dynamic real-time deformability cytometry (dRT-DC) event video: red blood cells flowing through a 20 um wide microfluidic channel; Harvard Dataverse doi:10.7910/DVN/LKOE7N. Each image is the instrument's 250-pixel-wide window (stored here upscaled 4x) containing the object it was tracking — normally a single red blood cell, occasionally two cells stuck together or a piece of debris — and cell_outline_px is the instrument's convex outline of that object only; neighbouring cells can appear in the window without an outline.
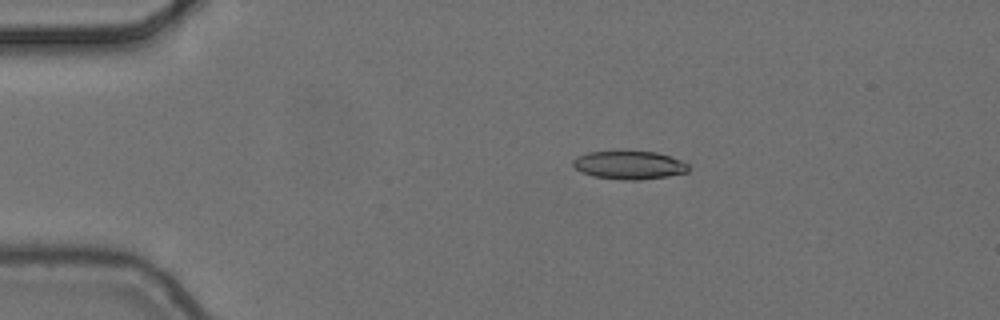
{"species": "common noctule bat (a hibernating species)", "species_latin": "Nyctalus noctula", "temperature_condition": "cold", "stored_images_in_passage": 6, "camera_frame_rate_fps": 3000, "um_per_image_px": 0.085, "animal": {"sex": "female", "body_mass_g": 24.6, "forearm_length_mm": 56.2}, "frame": {"image": 1, "passage_image": 2, "time_ms": 0.333, "image_size_px": [1000, 320], "cell_outline_px": [[688, 172], [668, 176], [640, 180], [620, 180], [592, 176], [580, 172], [572, 164], [572, 160], [576, 156], [588, 152], [656, 152], [680, 160], [688, 164]], "centroid_in_image_um": [53.44, 14.05], "position_along_channel_um": 31.6, "area_um2": 18.96}}
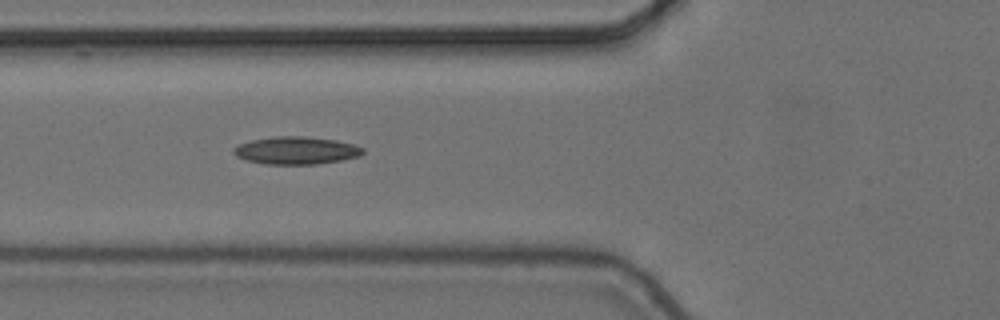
{"frame": {"image": 2, "passage_image": 5, "time_ms": 1.333, "image_size_px": [1000, 320], "cell_outline_px": [[364, 152], [360, 156], [340, 160], [316, 164], [264, 164], [248, 160], [236, 156], [232, 152], [232, 148], [240, 144], [252, 140], [276, 136], [304, 136], [336, 140], [352, 144], [364, 148]], "centroid_in_image_um": [25.17, 12.79], "position_along_channel_um": 100.6, "area_um2": 20.69}}
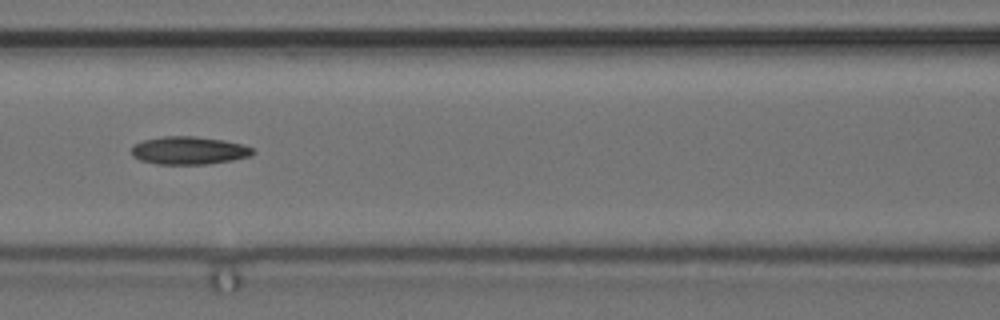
{"frame": {"image": 3, "passage_image": 6, "time_ms": 1.667, "image_size_px": [1000, 320], "cell_outline_px": [[256, 152], [252, 156], [232, 160], [208, 164], [156, 164], [140, 160], [132, 156], [132, 148], [136, 144], [144, 140], [164, 136], [196, 136], [224, 140], [244, 144], [252, 148]], "centroid_in_image_um": [16.11, 12.79], "position_along_channel_um": 150.5, "area_um2": 19.83}}